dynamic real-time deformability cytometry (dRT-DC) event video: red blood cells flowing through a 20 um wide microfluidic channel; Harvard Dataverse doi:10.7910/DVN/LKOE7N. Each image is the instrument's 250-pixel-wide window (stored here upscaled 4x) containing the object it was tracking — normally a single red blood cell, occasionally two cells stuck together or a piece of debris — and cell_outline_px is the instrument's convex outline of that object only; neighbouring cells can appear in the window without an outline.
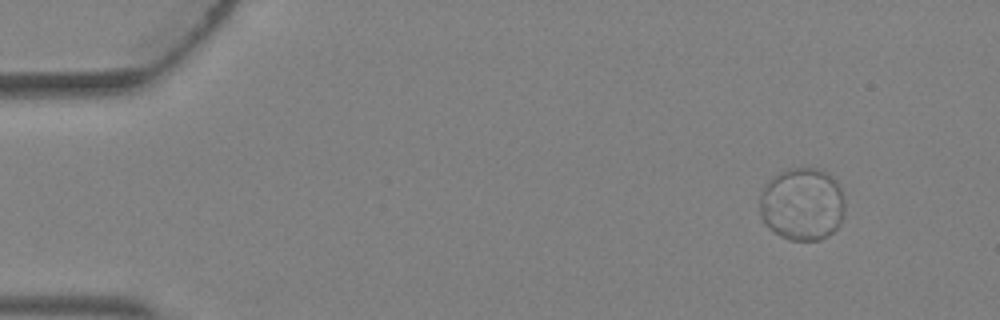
{"species": "Egyptian fruit bat (a non-hibernating species)", "species_latin": "Rousettus aegyptiacus", "temperature_condition": "warm", "stored_images_in_passage": 5, "camera_frame_rate_fps": 3000, "um_per_image_px": 0.085, "animal": {"sex": "female"}, "frame": {"image": 1, "passage_image": 2, "time_ms": 0.333, "image_size_px": [1000, 320], "cell_outline_px": [[844, 216], [840, 224], [832, 232], [820, 240], [788, 240], [780, 236], [764, 224], [760, 216], [760, 200], [764, 188], [780, 172], [788, 168], [816, 168], [832, 176], [836, 180], [840, 188], [844, 200]], "centroid_in_image_um": [68.2, 17.37], "position_along_channel_um": 16.8, "area_um2": 36.01}}
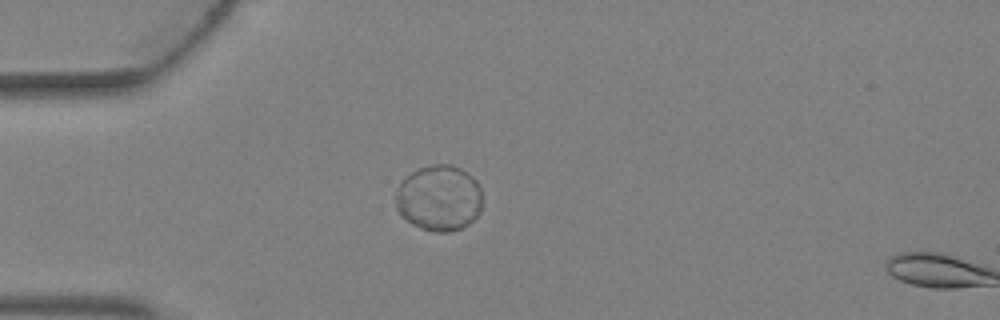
{"frame": {"image": 2, "passage_image": 4, "time_ms": 1.0, "image_size_px": [1000, 320], "cell_outline_px": [[480, 212], [468, 224], [452, 232], [436, 232], [420, 228], [412, 224], [396, 208], [396, 192], [400, 184], [412, 172], [420, 168], [432, 164], [452, 164], [460, 168], [472, 176], [476, 180], [480, 188]], "centroid_in_image_um": [37.33, 16.83], "position_along_channel_um": 47.7, "area_um2": 32.95}}